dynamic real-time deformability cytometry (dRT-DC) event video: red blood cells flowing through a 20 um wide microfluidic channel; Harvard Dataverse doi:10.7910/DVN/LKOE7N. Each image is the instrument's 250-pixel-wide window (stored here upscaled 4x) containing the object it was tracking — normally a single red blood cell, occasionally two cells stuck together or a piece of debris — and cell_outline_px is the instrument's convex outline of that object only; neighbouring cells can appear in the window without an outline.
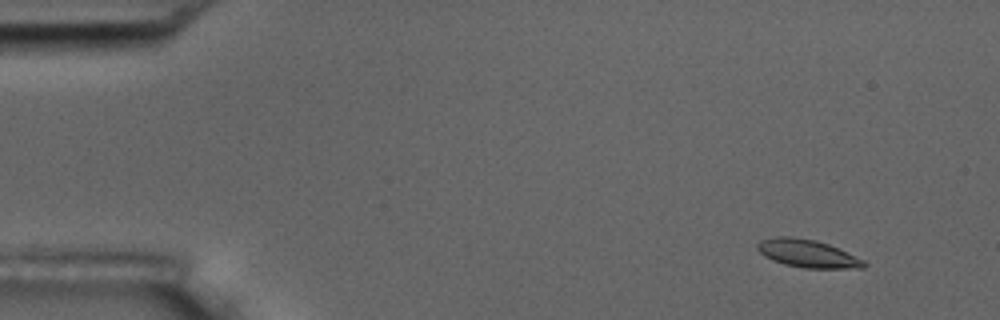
{"species": "common noctule bat (a hibernating species)", "species_latin": "Nyctalus noctula", "temperature_condition": "room temperature", "stored_images_in_passage": 9, "camera_frame_rate_fps": 3000, "um_per_image_px": 0.085, "animal": {"sex": "male", "body_mass_g": 17.5, "forearm_length_mm": 52.3}, "frame": {"image": 1, "passage_image": 1, "time_ms": 0.0, "image_size_px": [1000, 320], "cell_outline_px": [[868, 264], [864, 268], [804, 268], [784, 264], [772, 260], [764, 256], [756, 248], [756, 244], [760, 240], [776, 236], [792, 236], [816, 240], [828, 244], [864, 260]], "centroid_in_image_um": [68.61, 21.54], "position_along_channel_um": 16.4, "area_um2": 17.34}}
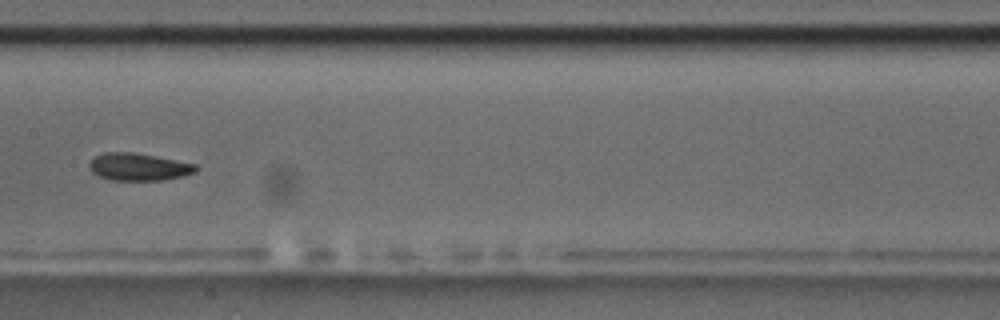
{"frame": {"image": 2, "passage_image": 8, "time_ms": 2.333, "image_size_px": [1000, 320], "cell_outline_px": [[200, 168], [196, 172], [184, 176], [164, 180], [112, 180], [100, 176], [92, 172], [88, 168], [88, 164], [96, 156], [104, 152], [132, 152], [156, 156], [196, 164]], "centroid_in_image_um": [11.82, 14.18], "position_along_channel_um": 195.6, "area_um2": 17.11}}
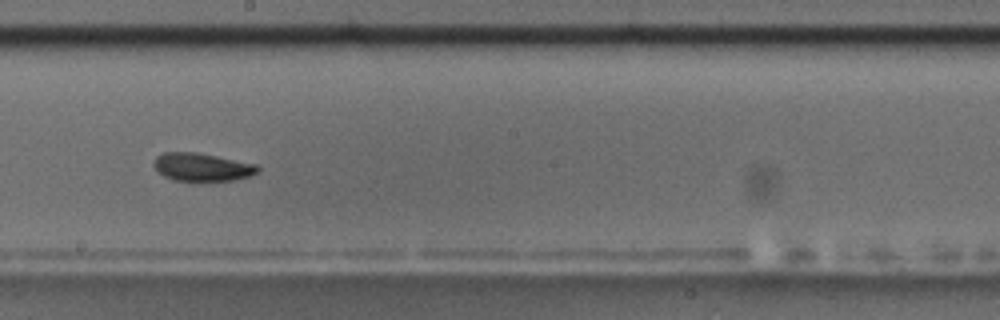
{"frame": {"image": 3, "passage_image": 9, "time_ms": 2.667, "image_size_px": [1000, 320], "cell_outline_px": [[260, 172], [248, 176], [232, 180], [172, 180], [164, 176], [152, 164], [156, 156], [164, 152], [196, 152], [256, 164], [260, 168]], "centroid_in_image_um": [17.16, 14.19], "position_along_channel_um": 231.0, "area_um2": 16.76}}